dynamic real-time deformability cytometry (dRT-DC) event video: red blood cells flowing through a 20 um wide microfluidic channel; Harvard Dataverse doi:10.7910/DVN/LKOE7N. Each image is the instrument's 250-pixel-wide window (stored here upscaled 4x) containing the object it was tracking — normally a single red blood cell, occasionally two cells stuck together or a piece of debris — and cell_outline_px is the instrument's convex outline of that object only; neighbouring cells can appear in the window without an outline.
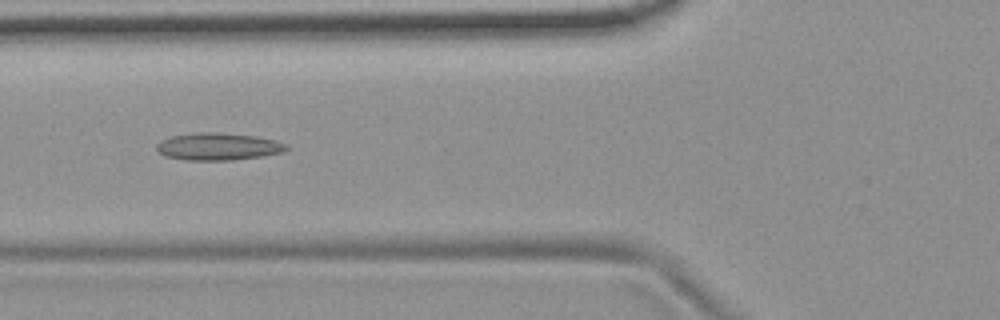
{"species": "common noctule bat (a hibernating species)", "species_latin": "Nyctalus noctula", "temperature_condition": "room temperature", "stored_images_in_passage": 52, "camera_frame_rate_fps": 3000, "um_per_image_px": 0.085, "animal": {"sex": "female", "body_mass_g": 19.9}, "frame": {"image": 1, "passage_image": 18, "time_ms": 5.667, "image_size_px": [1000, 320], "cell_outline_px": [[288, 148], [284, 152], [264, 156], [232, 160], [184, 160], [164, 156], [156, 148], [156, 144], [160, 140], [172, 136], [196, 132], [212, 132], [256, 136], [276, 140], [288, 144]], "centroid_in_image_um": [18.56, 12.46], "position_along_channel_um": 107.2, "area_um2": 20.81}}
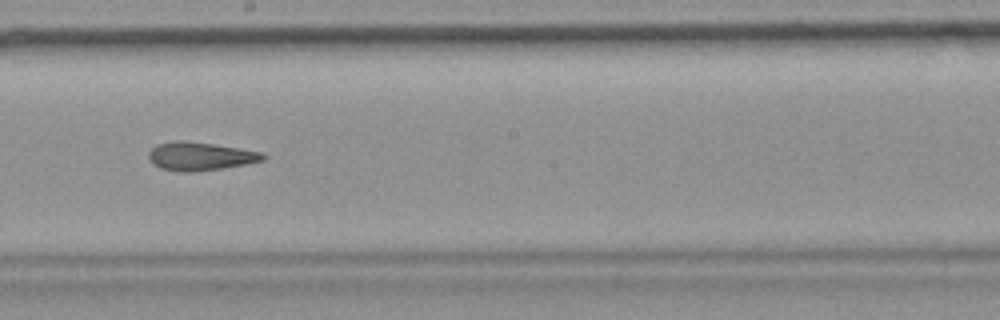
{"frame": {"image": 2, "passage_image": 28, "time_ms": 9.0, "image_size_px": [1000, 320], "cell_outline_px": [[268, 156], [264, 160], [244, 164], [196, 172], [180, 172], [160, 168], [152, 164], [148, 160], [148, 152], [156, 144], [176, 140], [184, 140], [212, 144], [264, 152]], "centroid_in_image_um": [16.98, 13.28], "position_along_channel_um": 231.2, "area_um2": 19.02}}
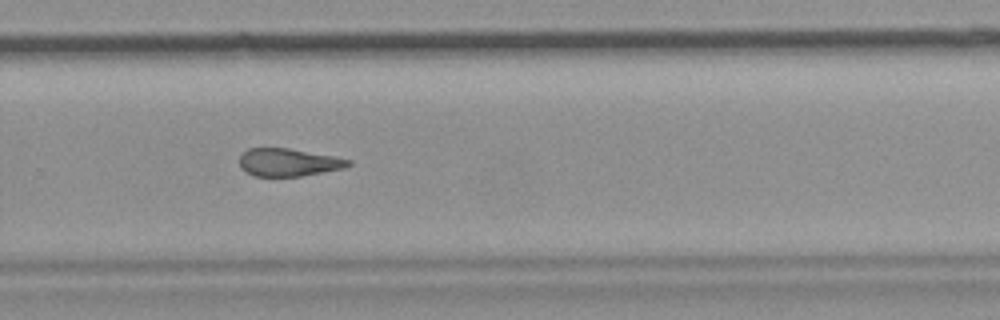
{"frame": {"image": 3, "passage_image": 34, "time_ms": 11.0, "image_size_px": [1000, 320], "cell_outline_px": [[352, 164], [344, 168], [300, 176], [252, 176], [244, 172], [240, 168], [240, 156], [248, 148], [288, 148], [336, 156], [352, 160]], "centroid_in_image_um": [24.52, 13.8], "position_along_channel_um": 305.3, "area_um2": 17.74}, "authors_computed_cell_mechanics": {"area_um2": 19.4497, "velocity_mm_per_s": 3.7253, "shape_relaxation_time_tau1_ms": null, "shape_relaxation_time_tau2_ms": 3.2696, "deformation_change_tau1": null, "deformation_change_tau2": 0.1204}}